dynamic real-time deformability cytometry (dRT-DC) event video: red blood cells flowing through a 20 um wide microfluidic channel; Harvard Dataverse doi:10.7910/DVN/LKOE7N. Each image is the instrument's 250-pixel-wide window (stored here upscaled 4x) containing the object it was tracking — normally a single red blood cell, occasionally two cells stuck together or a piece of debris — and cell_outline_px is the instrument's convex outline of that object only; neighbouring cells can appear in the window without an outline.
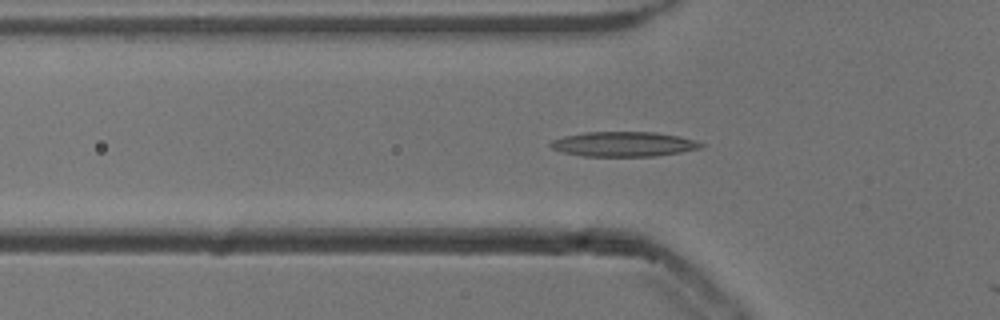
{"species": "common noctule bat (a hibernating species)", "species_latin": "Nyctalus noctula", "temperature_condition": "cold", "stored_images_in_passage": 16, "camera_frame_rate_fps": 3000, "um_per_image_px": 0.085, "animal": {"sex": "male", "body_mass_g": 13.3}, "frame": {"image": 1, "passage_image": 15, "time_ms": 4.667, "image_size_px": [1000, 320], "cell_outline_px": [[704, 148], [680, 152], [652, 156], [584, 156], [560, 152], [552, 148], [548, 144], [552, 140], [564, 136], [584, 132], [656, 132], [680, 136], [704, 144]], "centroid_in_image_um": [52.98, 12.25], "position_along_channel_um": 72.8, "area_um2": 21.79}}